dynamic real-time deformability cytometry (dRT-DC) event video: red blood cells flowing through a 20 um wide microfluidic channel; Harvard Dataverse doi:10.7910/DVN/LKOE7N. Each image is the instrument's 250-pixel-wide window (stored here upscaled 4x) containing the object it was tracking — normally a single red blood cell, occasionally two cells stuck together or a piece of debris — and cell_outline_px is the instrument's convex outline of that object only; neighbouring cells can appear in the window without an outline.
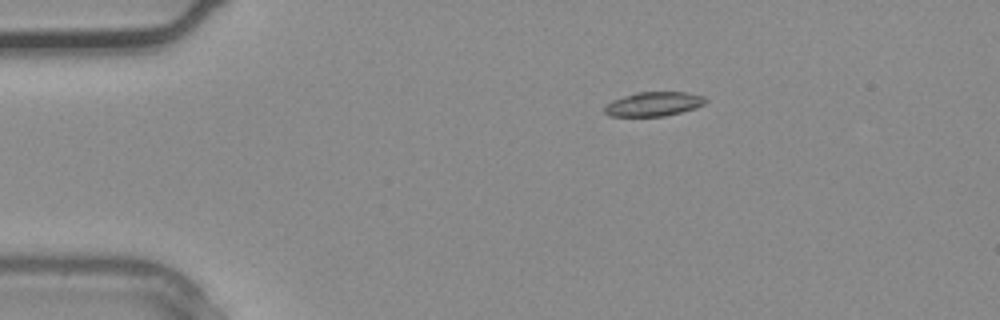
{"species": "common noctule bat (a hibernating species)", "species_latin": "Nyctalus noctula", "temperature_condition": "warm", "stored_images_in_passage": 2, "camera_frame_rate_fps": 3000, "um_per_image_px": 0.085, "animal": {"sex": "male", "body_mass_g": 20.4}, "frame": {"image": 1, "passage_image": 1, "time_ms": 0.0, "image_size_px": [1000, 320], "cell_outline_px": [[708, 100], [704, 104], [696, 108], [664, 116], [608, 116], [604, 112], [604, 104], [612, 100], [636, 92], [684, 92], [704, 96]], "centroid_in_image_um": [55.54, 8.84], "position_along_channel_um": 29.5, "area_um2": 14.33}}
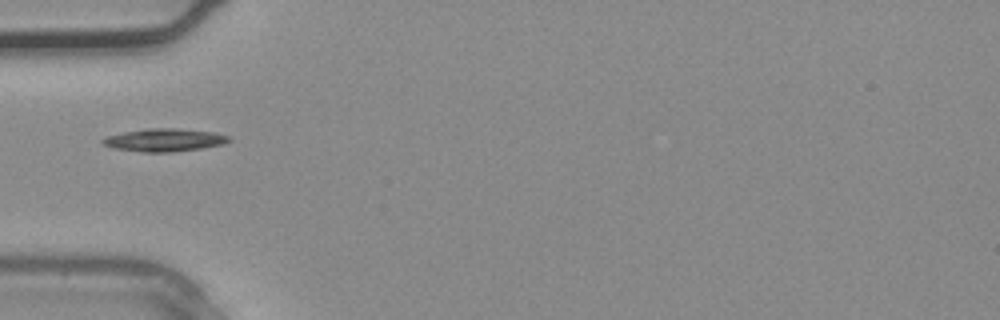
{"frame": {"image": 2, "passage_image": 2, "time_ms": 0.333, "image_size_px": [1000, 320], "cell_outline_px": [[232, 140], [224, 144], [200, 148], [172, 152], [144, 152], [112, 148], [104, 144], [100, 140], [108, 136], [124, 132], [148, 128], [176, 128], [212, 132], [232, 136]], "centroid_in_image_um": [14.01, 11.9], "position_along_channel_um": 71.0, "area_um2": 16.76}}